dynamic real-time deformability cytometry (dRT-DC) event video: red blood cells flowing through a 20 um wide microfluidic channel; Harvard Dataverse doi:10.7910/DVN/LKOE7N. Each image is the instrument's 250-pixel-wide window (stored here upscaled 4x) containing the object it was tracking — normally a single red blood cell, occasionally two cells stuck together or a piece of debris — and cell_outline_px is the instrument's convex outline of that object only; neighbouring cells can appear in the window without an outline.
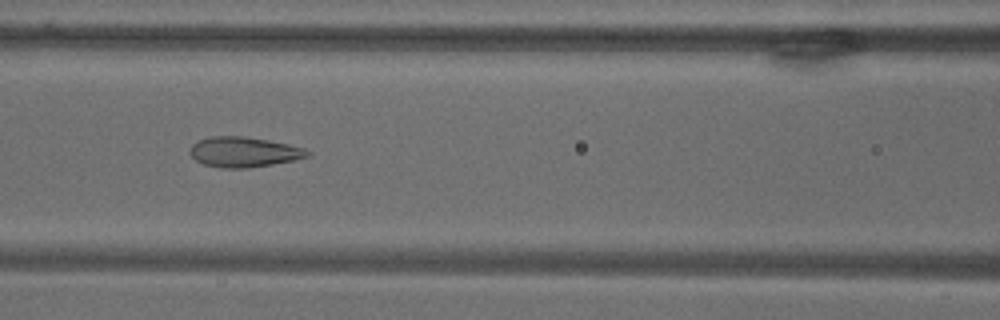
{"species": "common noctule bat (a hibernating species)", "species_latin": "Nyctalus noctula", "temperature_condition": "warm", "stored_images_in_passage": 10, "camera_frame_rate_fps": 3000, "um_per_image_px": 0.085, "animal": {"sex": "male", "body_mass_g": 18.8}, "frame": {"image": 1, "passage_image": 9, "time_ms": 10.333, "image_size_px": [1000, 320], "cell_outline_px": [[308, 156], [292, 160], [272, 164], [248, 168], [224, 168], [204, 164], [196, 160], [188, 152], [192, 144], [200, 140], [212, 136], [244, 136], [268, 140], [288, 144], [304, 148], [308, 152]], "centroid_in_image_um": [20.69, 12.91], "position_along_channel_um": 145.9, "area_um2": 20.4}}